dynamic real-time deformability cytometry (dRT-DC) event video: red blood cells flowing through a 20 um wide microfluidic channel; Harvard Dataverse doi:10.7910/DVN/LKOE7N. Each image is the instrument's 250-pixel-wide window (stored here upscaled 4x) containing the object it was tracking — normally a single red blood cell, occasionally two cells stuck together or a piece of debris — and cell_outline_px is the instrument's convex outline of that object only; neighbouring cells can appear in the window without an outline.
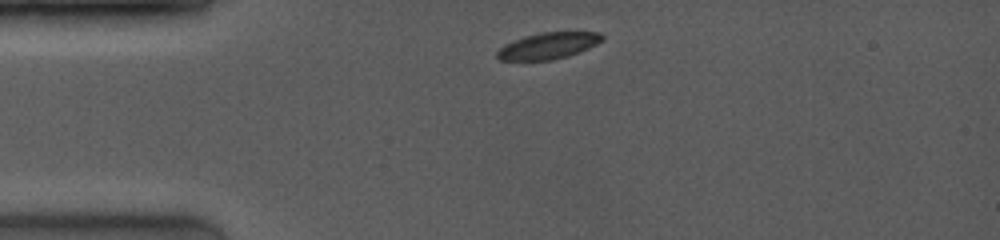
{"species": "common noctule bat (a hibernating species)", "species_latin": "Nyctalus noctula", "temperature_condition": "room temperature", "stored_images_in_passage": 2, "camera_frame_rate_fps": 4000, "um_per_image_px": 0.085, "animal": {"sex": "female", "body_mass_g": 19.0, "forearm_length_mm": 53.3}, "frame": {"image": 1, "passage_image": 1, "time_ms": 0.0, "image_size_px": [1000, 240], "cell_outline_px": [[604, 40], [588, 48], [568, 56], [552, 60], [500, 60], [496, 56], [496, 52], [504, 44], [524, 36], [540, 32], [600, 32], [604, 36]], "centroid_in_image_um": [46.6, 3.88], "position_along_channel_um": 38.4, "area_um2": 16.18}}